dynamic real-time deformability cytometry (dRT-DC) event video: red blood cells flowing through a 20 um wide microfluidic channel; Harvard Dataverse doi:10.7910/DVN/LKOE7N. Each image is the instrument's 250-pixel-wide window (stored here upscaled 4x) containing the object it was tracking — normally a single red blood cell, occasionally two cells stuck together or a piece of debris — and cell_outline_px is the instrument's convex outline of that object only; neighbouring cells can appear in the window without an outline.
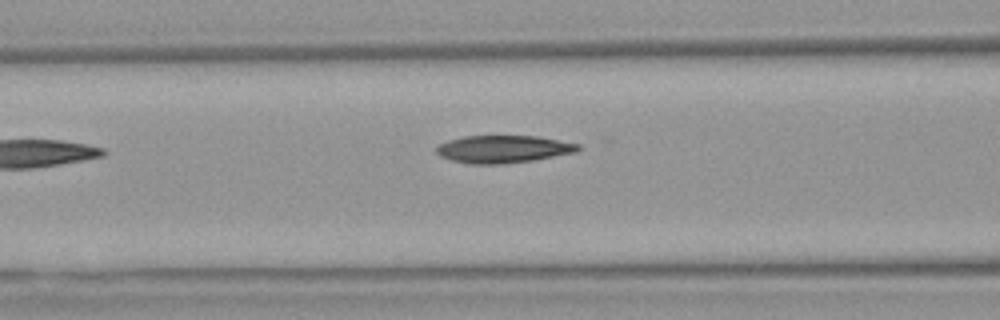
{"species": "Egyptian fruit bat (a non-hibernating species)", "species_latin": "Rousettus aegyptiacus", "temperature_condition": "warm", "stored_images_in_passage": 6, "camera_frame_rate_fps": 3000, "um_per_image_px": 0.085, "animal": {"sex": "female"}, "frame": {"image": 1, "passage_image": 6, "time_ms": 6.333, "image_size_px": [1000, 320], "cell_outline_px": [[580, 148], [576, 152], [532, 160], [504, 164], [468, 164], [452, 160], [440, 156], [436, 152], [436, 144], [448, 140], [464, 136], [536, 136], [580, 144]], "centroid_in_image_um": [42.72, 12.67], "position_along_channel_um": 123.9, "area_um2": 22.72}}